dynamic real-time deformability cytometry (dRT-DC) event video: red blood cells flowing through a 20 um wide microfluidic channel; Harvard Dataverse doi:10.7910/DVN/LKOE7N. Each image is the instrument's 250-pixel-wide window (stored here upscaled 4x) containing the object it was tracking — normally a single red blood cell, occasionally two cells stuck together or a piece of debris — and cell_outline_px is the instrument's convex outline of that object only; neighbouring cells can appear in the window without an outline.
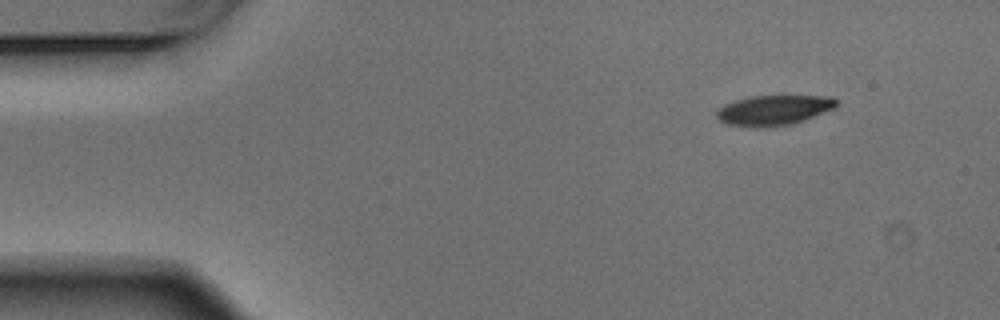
{"species": "Egyptian fruit bat (a non-hibernating species)", "species_latin": "Rousettus aegyptiacus", "temperature_condition": "warm", "stored_images_in_passage": 7, "camera_frame_rate_fps": 3000, "um_per_image_px": 0.085, "animal": {"sex": "male"}, "frame": {"image": 1, "passage_image": 1, "time_ms": 0.0, "image_size_px": [1000, 320], "cell_outline_px": [[836, 108], [804, 120], [792, 124], [764, 128], [756, 128], [728, 124], [720, 120], [716, 116], [716, 112], [724, 104], [736, 100], [752, 96], [832, 96], [836, 100]], "centroid_in_image_um": [65.78, 9.37], "position_along_channel_um": 19.2, "area_um2": 21.04}}
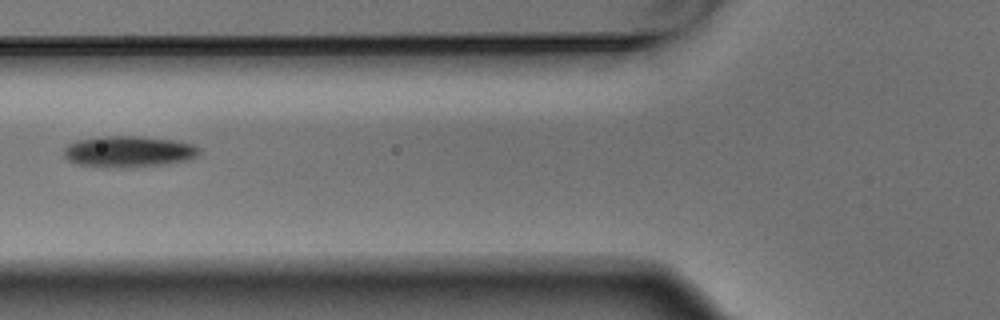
{"frame": {"image": 2, "passage_image": 5, "time_ms": 1.333, "image_size_px": [1000, 320], "cell_outline_px": [[200, 152], [196, 156], [188, 160], [168, 164], [132, 168], [108, 168], [76, 164], [68, 160], [64, 156], [64, 148], [68, 144], [80, 140], [100, 136], [140, 136], [172, 140], [192, 144], [200, 148]], "centroid_in_image_um": [10.93, 12.9], "position_along_channel_um": 114.9, "area_um2": 24.97}}
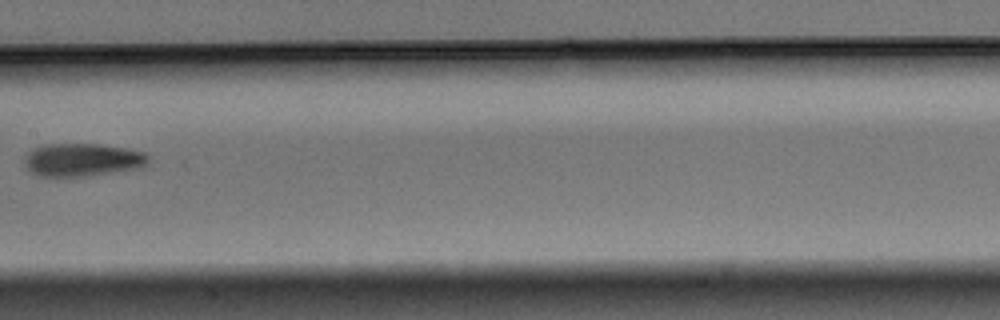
{"frame": {"image": 3, "passage_image": 7, "time_ms": 2.0, "image_size_px": [1000, 320], "cell_outline_px": [[148, 160], [140, 168], [84, 176], [40, 176], [28, 172], [24, 164], [28, 152], [36, 148], [48, 144], [96, 144], [124, 148], [144, 152], [148, 156]], "centroid_in_image_um": [6.97, 13.59], "position_along_channel_um": 200.4, "area_um2": 23.47}}